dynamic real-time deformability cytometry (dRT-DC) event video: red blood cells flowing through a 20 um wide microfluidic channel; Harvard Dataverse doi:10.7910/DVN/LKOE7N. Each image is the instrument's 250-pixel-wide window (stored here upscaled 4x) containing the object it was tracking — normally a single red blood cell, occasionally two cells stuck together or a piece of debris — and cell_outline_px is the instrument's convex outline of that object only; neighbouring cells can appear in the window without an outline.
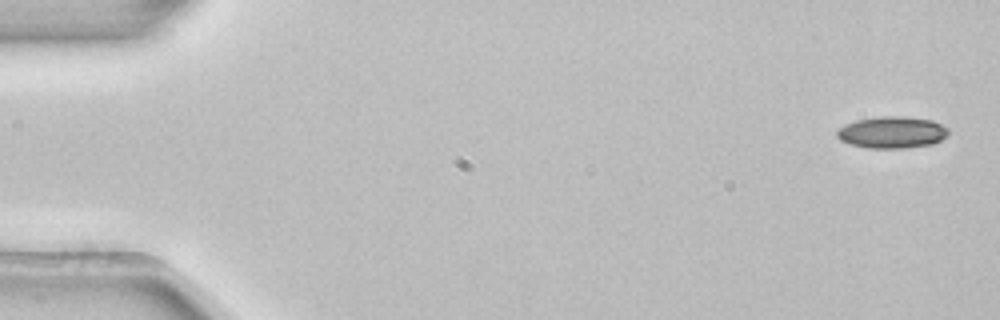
{"species": "common noctule bat (a hibernating species)", "species_latin": "Nyctalus noctula", "temperature_condition": "room temperature", "stored_images_in_passage": 5, "segment_of_instrument_passage": [1, 2], "camera_frame_rate_fps": 3000, "um_per_image_px": 0.085, "animal": {"sex": "female", "body_mass_g": 22.7, "forearm_length_mm": 54.2}, "frame": {"image": 1, "passage_image": 1, "time_ms": 0.0, "image_size_px": [1000, 320], "cell_outline_px": [[948, 136], [932, 144], [904, 148], [868, 148], [852, 144], [840, 140], [836, 136], [836, 132], [840, 128], [856, 120], [884, 116], [900, 116], [932, 120], [948, 128]], "centroid_in_image_um": [75.84, 11.25], "position_along_channel_um": 9.2, "area_um2": 20.4}}
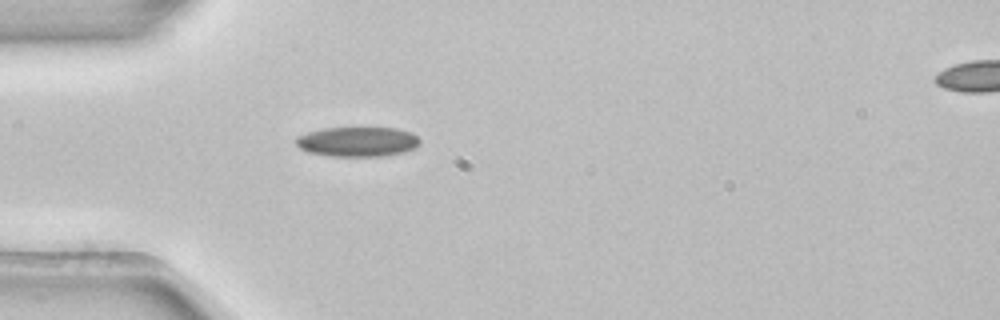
{"frame": {"image": 2, "passage_image": 4, "time_ms": 1.0, "image_size_px": [1000, 320], "cell_outline_px": [[420, 144], [416, 148], [404, 152], [380, 156], [332, 156], [308, 152], [300, 148], [296, 144], [296, 136], [308, 132], [324, 128], [396, 128], [412, 132], [420, 140]], "centroid_in_image_um": [30.41, 12.04], "position_along_channel_um": 54.6, "area_um2": 21.5}}